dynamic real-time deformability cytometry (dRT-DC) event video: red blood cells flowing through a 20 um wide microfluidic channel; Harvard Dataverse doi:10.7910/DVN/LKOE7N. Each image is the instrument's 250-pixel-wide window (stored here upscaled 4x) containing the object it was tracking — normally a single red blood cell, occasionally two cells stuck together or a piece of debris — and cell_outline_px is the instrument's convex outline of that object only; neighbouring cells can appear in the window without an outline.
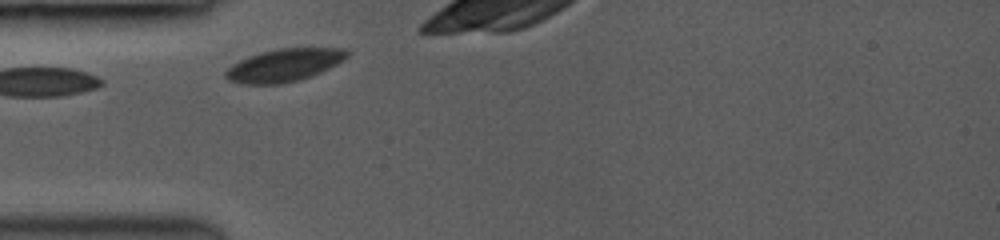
{"species": "common noctule bat (a hibernating species)", "species_latin": "Nyctalus noctula", "temperature_condition": "room temperature", "stored_images_in_passage": 3, "camera_frame_rate_fps": 3000, "um_per_image_px": 0.085, "animal": {"sex": "female", "body_mass_g": 19.0, "forearm_length_mm": 53.3}, "frame": {"image": 1, "passage_image": 1, "time_ms": 0.0, "image_size_px": [1000, 240], "cell_outline_px": [[348, 56], [344, 60], [312, 76], [280, 84], [244, 84], [228, 80], [224, 76], [224, 72], [232, 64], [248, 56], [260, 52], [276, 48], [344, 48], [348, 52]], "centroid_in_image_um": [24.12, 5.53], "position_along_channel_um": 60.9, "area_um2": 23.12}}